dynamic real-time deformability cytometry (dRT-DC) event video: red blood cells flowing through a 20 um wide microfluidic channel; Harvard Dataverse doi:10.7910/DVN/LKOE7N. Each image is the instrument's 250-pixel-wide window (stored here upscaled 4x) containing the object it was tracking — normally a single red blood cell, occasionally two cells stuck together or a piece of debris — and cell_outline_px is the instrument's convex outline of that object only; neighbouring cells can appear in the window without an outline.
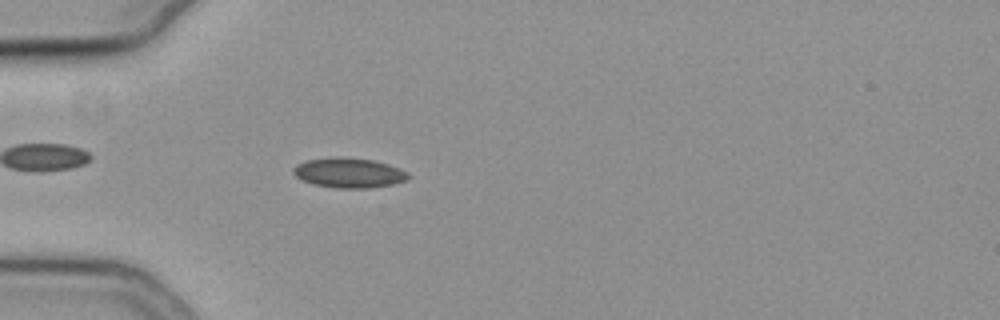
{"species": "common noctule bat (a hibernating species)", "species_latin": "Nyctalus noctula", "temperature_condition": "cold", "stored_images_in_passage": 55, "camera_frame_rate_fps": 3000, "um_per_image_px": 0.085, "animal": {"sex": "female", "body_mass_g": 19.3, "forearm_length_mm": 54.1}, "frame": {"image": 1, "passage_image": 17, "time_ms": 5.333, "image_size_px": [1000, 320], "cell_outline_px": [[412, 176], [408, 180], [392, 184], [368, 188], [336, 188], [312, 184], [300, 180], [292, 172], [292, 168], [296, 164], [308, 160], [340, 156], [372, 160], [388, 164], [400, 168], [408, 172]], "centroid_in_image_um": [29.66, 14.69], "position_along_channel_um": 55.3, "area_um2": 20.23}}
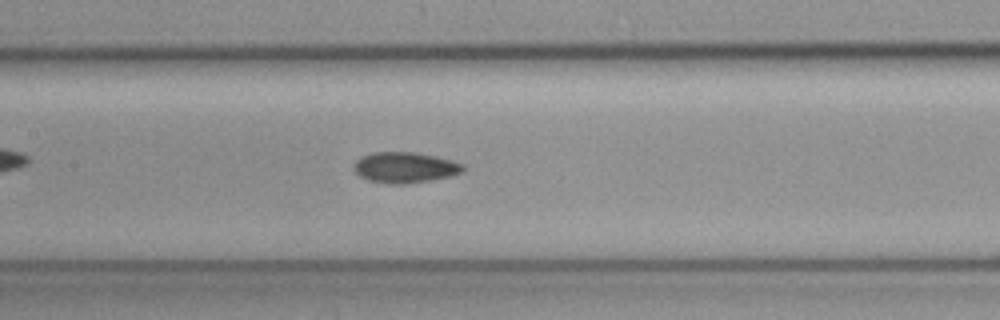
{"frame": {"image": 2, "passage_image": 27, "time_ms": 8.667, "image_size_px": [1000, 320], "cell_outline_px": [[464, 172], [452, 176], [404, 184], [388, 184], [368, 180], [360, 176], [352, 168], [356, 160], [372, 152], [412, 152], [436, 156], [452, 160], [464, 164]], "centroid_in_image_um": [34.43, 14.23], "position_along_channel_um": 173.0, "area_um2": 19.59}}
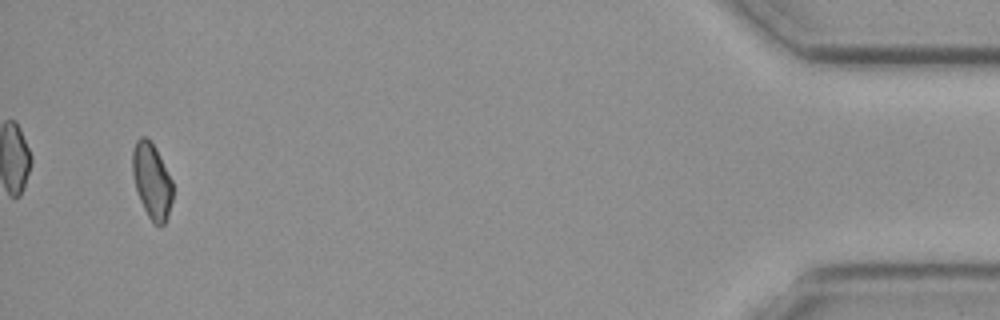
{"frame": {"image": 3, "passage_image": 53, "time_ms": 17.333, "image_size_px": [1000, 320], "cell_outline_px": [[172, 200], [168, 216], [164, 224], [156, 224], [148, 216], [140, 200], [136, 188], [132, 172], [132, 152], [136, 140], [140, 136], [144, 136], [156, 148], [172, 180]], "centroid_in_image_um": [12.9, 15.35], "position_along_channel_um": 422.3, "area_um2": 17.46}, "authors_computed_cell_mechanics": {"area_um2": 18.6116, "velocity_mm_per_s": 3.8059, "shape_relaxation_time_tau1_ms": 7.7314, "shape_relaxation_time_tau2_ms": null, "deformation_change_tau1": 0.0988, "deformation_change_tau2": null}}